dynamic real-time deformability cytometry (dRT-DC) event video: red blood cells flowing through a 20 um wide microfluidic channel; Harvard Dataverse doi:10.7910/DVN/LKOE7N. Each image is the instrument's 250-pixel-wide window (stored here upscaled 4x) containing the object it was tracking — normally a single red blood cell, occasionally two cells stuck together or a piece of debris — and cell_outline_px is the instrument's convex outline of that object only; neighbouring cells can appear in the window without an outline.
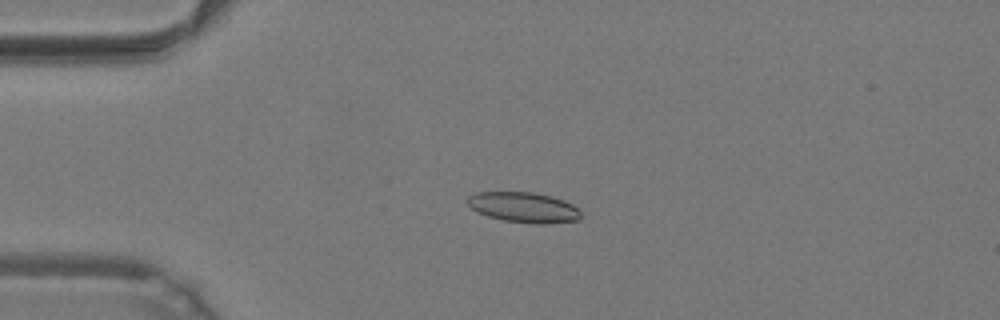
{"species": "common noctule bat (a hibernating species)", "species_latin": "Nyctalus noctula", "temperature_condition": "warm", "stored_images_in_passage": 13, "camera_frame_rate_fps": 3000, "um_per_image_px": 0.085, "animal": {"sex": "male", "body_mass_g": 19.2, "forearm_length_mm": 51.8}, "frame": {"image": 1, "passage_image": 1, "time_ms": 0.0, "image_size_px": [1000, 320], "cell_outline_px": [[580, 220], [544, 224], [536, 224], [504, 220], [488, 216], [476, 212], [468, 204], [468, 196], [476, 192], [536, 192], [552, 196], [564, 200], [580, 208]], "centroid_in_image_um": [44.55, 17.62], "position_along_channel_um": 40.5, "area_um2": 20.17}}
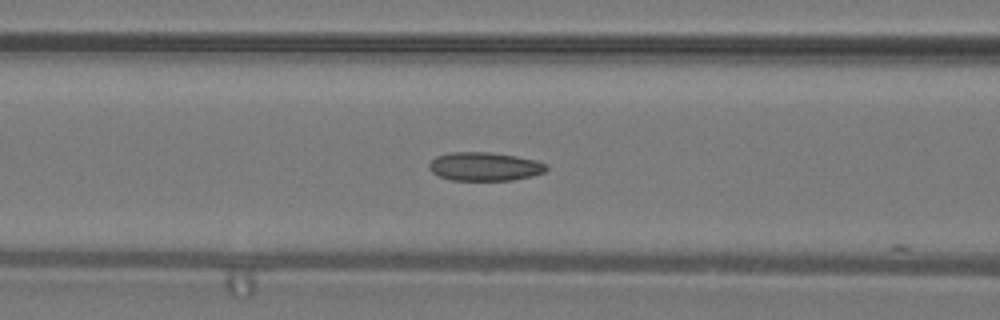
{"frame": {"image": 2, "passage_image": 9, "time_ms": 2.667, "image_size_px": [1000, 320], "cell_outline_px": [[548, 168], [544, 172], [532, 176], [512, 180], [452, 180], [440, 176], [432, 172], [428, 168], [428, 164], [436, 156], [448, 152], [488, 152], [516, 156], [536, 160], [548, 164]], "centroid_in_image_um": [41.2, 14.15], "position_along_channel_um": 125.4, "area_um2": 19.59}}
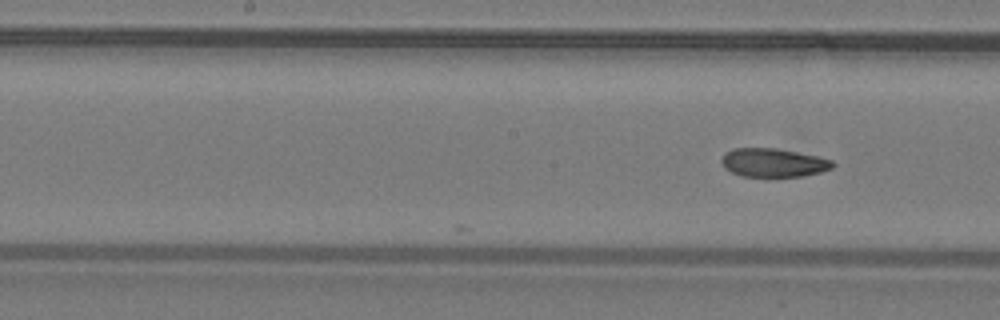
{"frame": {"image": 3, "passage_image": 13, "time_ms": 4.0, "image_size_px": [1000, 320], "cell_outline_px": [[836, 164], [832, 168], [820, 172], [800, 176], [744, 176], [732, 172], [724, 168], [720, 160], [724, 152], [732, 148], [776, 148], [816, 156], [832, 160]], "centroid_in_image_um": [65.7, 13.81], "position_along_channel_um": 182.5, "area_um2": 18.44}}